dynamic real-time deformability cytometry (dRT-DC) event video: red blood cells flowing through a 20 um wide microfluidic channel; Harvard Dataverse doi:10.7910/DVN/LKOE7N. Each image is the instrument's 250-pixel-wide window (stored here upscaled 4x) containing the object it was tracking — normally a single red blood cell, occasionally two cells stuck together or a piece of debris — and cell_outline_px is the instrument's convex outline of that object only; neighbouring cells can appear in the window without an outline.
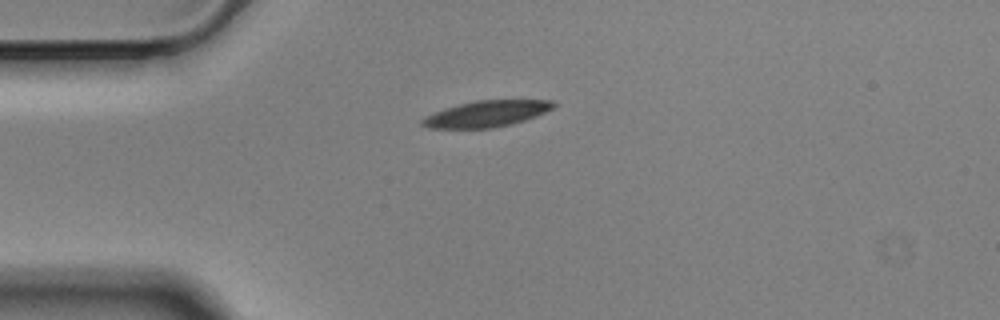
{"species": "Egyptian fruit bat (a non-hibernating species)", "species_latin": "Rousettus aegyptiacus", "temperature_condition": "cold", "stored_images_in_passage": 44, "camera_frame_rate_fps": 3000, "um_per_image_px": 0.085, "animal": {"sex": "male"}, "frame": {"image": 1, "passage_image": 1, "time_ms": 0.0, "image_size_px": [1000, 320], "cell_outline_px": [[556, 108], [536, 116], [512, 124], [492, 128], [428, 128], [420, 124], [420, 120], [424, 116], [460, 104], [476, 100], [552, 100], [556, 104]], "centroid_in_image_um": [41.39, 9.67], "position_along_channel_um": 43.6, "area_um2": 20.0}}
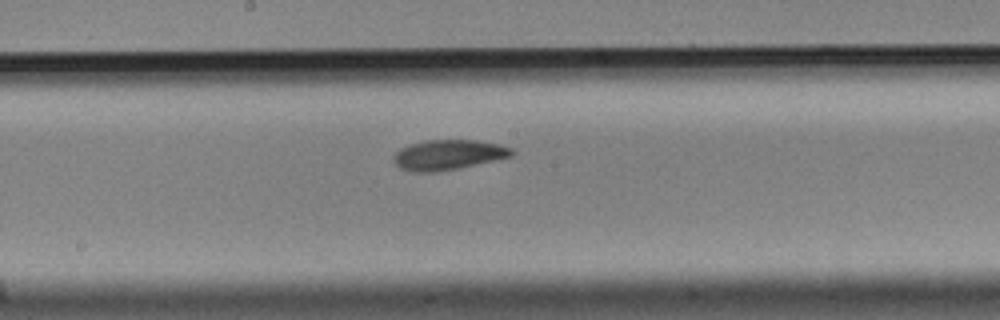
{"frame": {"image": 2, "passage_image": 17, "time_ms": 5.333, "image_size_px": [1000, 320], "cell_outline_px": [[516, 152], [512, 156], [456, 168], [436, 172], [412, 172], [400, 168], [392, 160], [392, 156], [400, 148], [424, 140], [476, 140], [500, 144], [512, 148]], "centroid_in_image_um": [38.08, 13.15], "position_along_channel_um": 210.1, "area_um2": 20.63}}
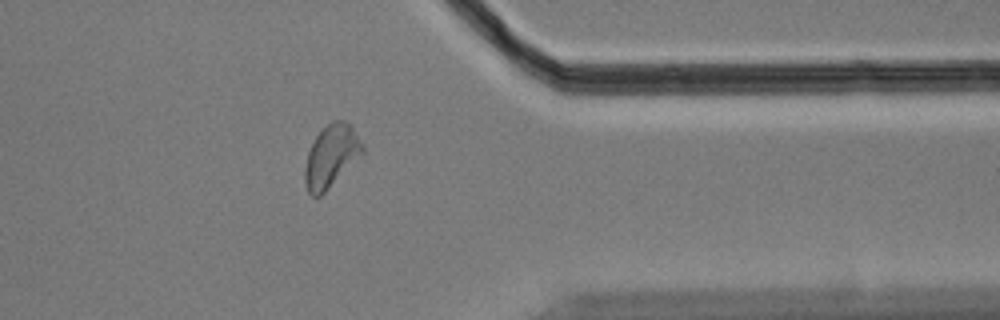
{"frame": {"image": 3, "passage_image": 33, "time_ms": 10.667, "image_size_px": [1000, 320], "cell_outline_px": [[364, 152], [320, 196], [312, 196], [308, 192], [304, 180], [304, 168], [308, 152], [316, 136], [332, 120], [344, 120], [352, 128], [364, 144]], "centroid_in_image_um": [28.14, 13.27], "position_along_channel_um": 383.3, "area_um2": 20.52}, "authors_computed_cell_mechanics": {"area_um2": 20.6635, "velocity_mm_per_s": 3.4716, "shape_relaxation_time_tau1_ms": 4.0192, "shape_relaxation_time_tau2_ms": null, "deformation_change_tau1": 0.1102, "deformation_change_tau2": null}}